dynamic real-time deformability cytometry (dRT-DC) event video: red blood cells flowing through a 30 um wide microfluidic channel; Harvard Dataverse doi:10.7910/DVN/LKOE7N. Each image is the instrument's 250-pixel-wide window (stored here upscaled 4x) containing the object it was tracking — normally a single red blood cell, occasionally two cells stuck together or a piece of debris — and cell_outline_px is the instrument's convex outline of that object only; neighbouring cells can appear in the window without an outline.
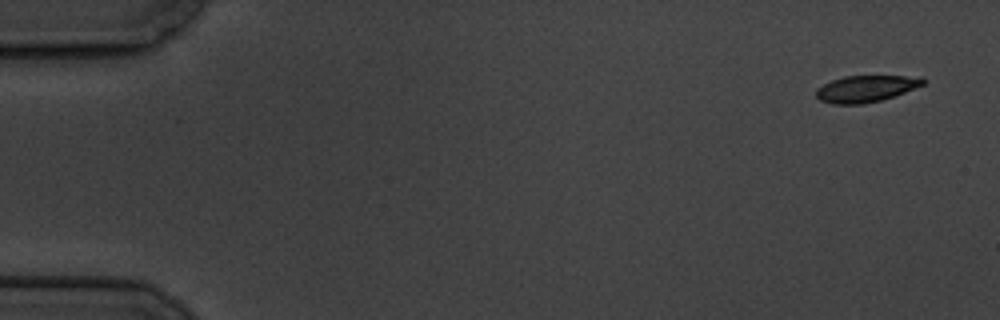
{"species": "common noctule bat (a hibernating species)", "species_latin": "Nyctalus noctula", "temperature_condition": "cold", "stored_images_in_passage": 8, "camera_frame_rate_fps": 3000, "um_per_image_px": 0.085, "animal": {"sex": "male", "body_mass_g": 19.5, "forearm_length_mm": 54.6}, "frame": {"image": 1, "passage_image": 1, "time_ms": 0.0, "image_size_px": [1000, 320], "cell_outline_px": [[924, 84], [904, 92], [880, 100], [860, 104], [832, 104], [820, 100], [816, 96], [816, 88], [832, 80], [844, 76], [904, 76], [924, 80]], "centroid_in_image_um": [73.5, 7.55], "position_along_channel_um": 11.5, "area_um2": 16.13}}
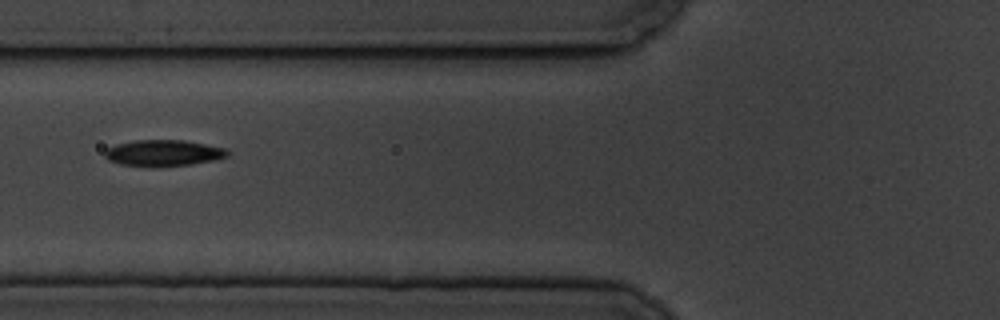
{"frame": {"image": 2, "passage_image": 6, "time_ms": 6.667, "image_size_px": [1000, 320], "cell_outline_px": [[228, 156], [212, 160], [192, 164], [120, 164], [108, 160], [104, 156], [104, 152], [108, 148], [116, 144], [136, 140], [184, 140], [228, 148]], "centroid_in_image_um": [13.92, 12.95], "position_along_channel_um": 111.9, "area_um2": 17.98}}
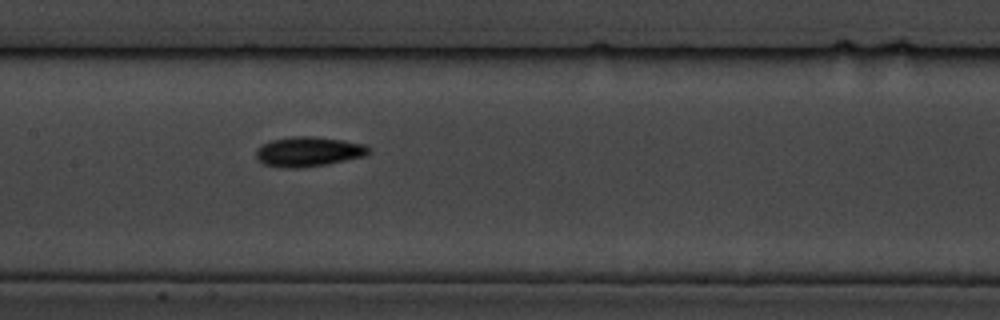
{"frame": {"image": 3, "passage_image": 8, "time_ms": 8.667, "image_size_px": [1000, 320], "cell_outline_px": [[372, 152], [364, 156], [328, 164], [304, 168], [284, 168], [264, 164], [256, 160], [256, 148], [260, 144], [272, 140], [292, 136], [312, 136], [340, 140], [364, 144]], "centroid_in_image_um": [26.17, 12.9], "position_along_channel_um": 181.2, "area_um2": 19.71}}